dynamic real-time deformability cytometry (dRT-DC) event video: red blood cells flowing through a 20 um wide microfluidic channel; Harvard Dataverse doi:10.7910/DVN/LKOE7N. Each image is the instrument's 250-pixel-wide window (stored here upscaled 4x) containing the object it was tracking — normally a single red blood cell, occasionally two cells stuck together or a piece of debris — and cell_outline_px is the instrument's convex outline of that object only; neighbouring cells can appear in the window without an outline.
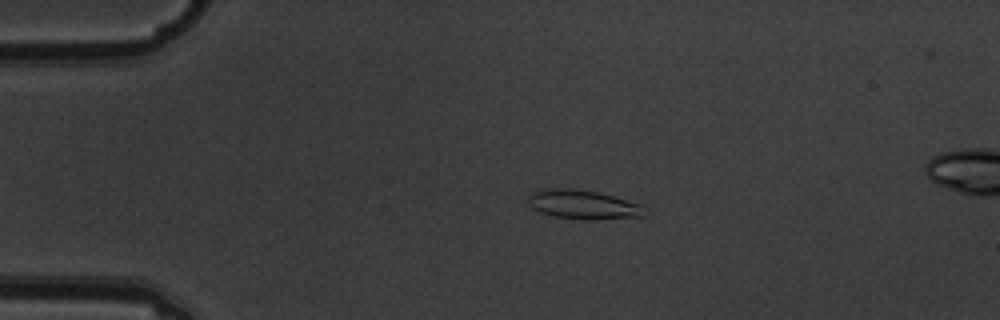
{"species": "common noctule bat (a hibernating species)", "species_latin": "Nyctalus noctula", "temperature_condition": "warm", "stored_images_in_passage": 4, "camera_frame_rate_fps": 3000, "um_per_image_px": 0.085, "animal": {"sex": "male", "body_mass_g": 19.5, "forearm_length_mm": 54.6}, "frame": {"image": 1, "passage_image": 2, "time_ms": 0.333, "image_size_px": [1000, 320], "cell_outline_px": [[644, 216], [596, 220], [584, 220], [552, 216], [540, 212], [532, 208], [528, 204], [528, 196], [532, 192], [540, 188], [572, 188], [600, 192], [644, 204]], "centroid_in_image_um": [49.56, 17.38], "position_along_channel_um": 35.4, "area_um2": 20.29}}